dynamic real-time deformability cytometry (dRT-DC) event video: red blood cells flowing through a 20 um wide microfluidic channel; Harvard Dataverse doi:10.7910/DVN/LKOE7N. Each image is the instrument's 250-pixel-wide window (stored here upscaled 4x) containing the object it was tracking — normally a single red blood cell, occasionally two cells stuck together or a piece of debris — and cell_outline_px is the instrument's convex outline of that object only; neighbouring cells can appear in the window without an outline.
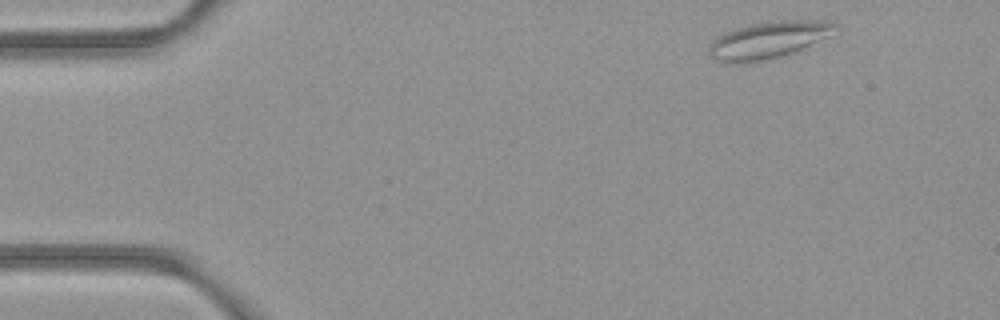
{"species": "common noctule bat (a hibernating species)", "species_latin": "Nyctalus noctula", "temperature_condition": "room temperature", "stored_images_in_passage": 4, "camera_frame_rate_fps": 3000, "um_per_image_px": 0.085, "animal": {"sex": "female", "body_mass_g": 21.9}, "frame": {"image": 1, "passage_image": 1, "time_ms": 0.0, "image_size_px": [1000, 320], "cell_outline_px": [[840, 28], [828, 36], [792, 52], [780, 56], [760, 60], [728, 64], [716, 60], [708, 52], [708, 48], [712, 40], [736, 28], [748, 24], [768, 20], [828, 20], [836, 24]], "centroid_in_image_um": [65.31, 3.37], "position_along_channel_um": 19.7, "area_um2": 26.93}}